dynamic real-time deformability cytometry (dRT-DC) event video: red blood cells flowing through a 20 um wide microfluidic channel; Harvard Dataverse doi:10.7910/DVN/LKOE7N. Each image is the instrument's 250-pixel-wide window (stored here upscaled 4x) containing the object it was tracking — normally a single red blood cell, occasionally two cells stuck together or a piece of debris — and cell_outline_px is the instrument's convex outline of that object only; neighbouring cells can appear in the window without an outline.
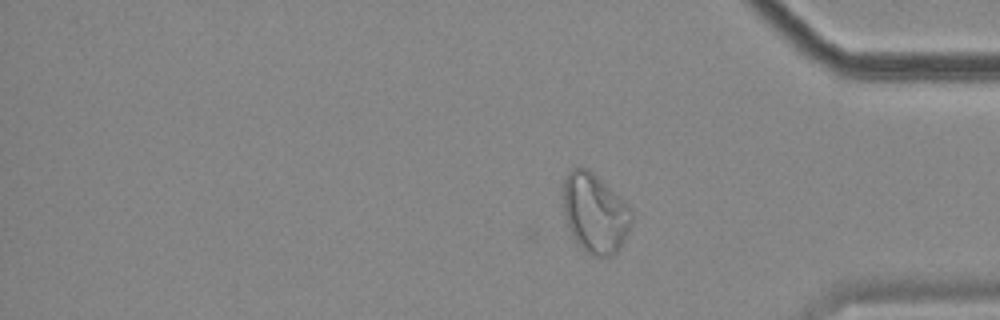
{"species": "common noctule bat (a hibernating species)", "species_latin": "Nyctalus noctula", "temperature_condition": "cold", "stored_images_in_passage": 47, "camera_frame_rate_fps": 3000, "um_per_image_px": 0.085, "animal": {"sex": "female", "body_mass_g": 18.4}, "frame": {"image": 1, "passage_image": 47, "time_ms": 15.333, "image_size_px": [1000, 320], "cell_outline_px": [[632, 220], [628, 232], [624, 240], [616, 252], [612, 256], [592, 256], [584, 252], [576, 244], [572, 236], [564, 212], [564, 180], [568, 172], [572, 168], [588, 168], [624, 200], [632, 208]], "centroid_in_image_um": [50.58, 18.14], "position_along_channel_um": 384.6, "area_um2": 31.73}, "authors_computed_cell_mechanics": {"area_um2": 28.2642, "velocity_mm_per_s": 3.4891, "shape_relaxation_time_tau1_ms": null, "shape_relaxation_time_tau2_ms": 1.9078, "deformation_change_tau1": null, "deformation_change_tau2": 0.0868}}